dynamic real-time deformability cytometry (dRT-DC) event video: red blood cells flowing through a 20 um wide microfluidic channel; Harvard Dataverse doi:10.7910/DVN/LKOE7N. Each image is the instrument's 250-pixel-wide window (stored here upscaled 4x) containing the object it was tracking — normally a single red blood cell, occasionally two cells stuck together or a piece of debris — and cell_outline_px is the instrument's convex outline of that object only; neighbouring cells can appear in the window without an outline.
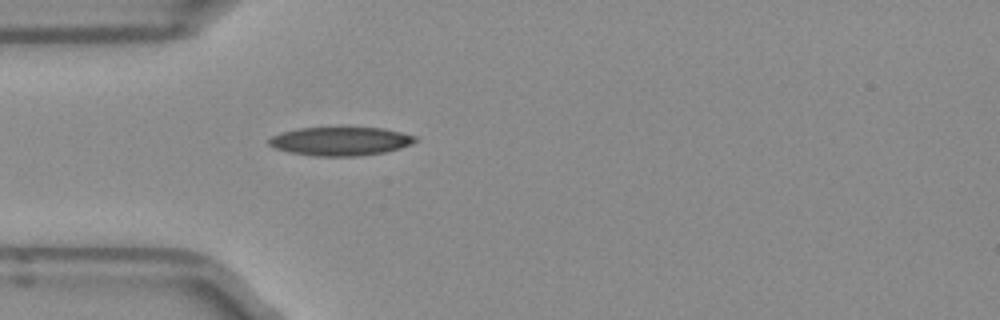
{"species": "Egyptian fruit bat (a non-hibernating species)", "species_latin": "Rousettus aegyptiacus", "temperature_condition": "room temperature", "stored_images_in_passage": 1, "camera_frame_rate_fps": 3000, "um_per_image_px": 0.085, "frame": {"image": 1, "passage_image": 1, "time_ms": 0.0, "image_size_px": [1000, 320], "cell_outline_px": [[420, 140], [412, 144], [400, 148], [384, 152], [352, 156], [316, 156], [292, 152], [276, 148], [268, 144], [268, 140], [272, 136], [280, 132], [300, 128], [384, 128], [416, 136]], "centroid_in_image_um": [28.97, 12.0], "position_along_channel_um": 56.0, "area_um2": 24.16}}